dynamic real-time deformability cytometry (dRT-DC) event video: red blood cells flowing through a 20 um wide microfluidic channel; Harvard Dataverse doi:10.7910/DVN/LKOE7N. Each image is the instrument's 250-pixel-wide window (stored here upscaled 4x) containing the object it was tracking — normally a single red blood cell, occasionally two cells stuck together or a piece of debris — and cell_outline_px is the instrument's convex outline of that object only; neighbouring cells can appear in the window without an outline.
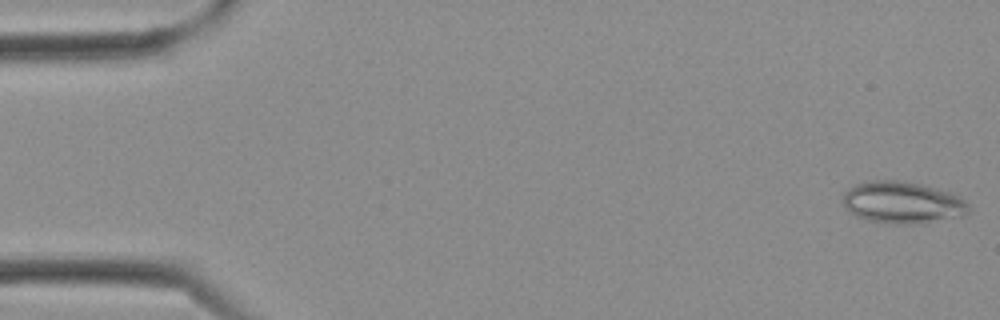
{"species": "Egyptian fruit bat (a non-hibernating species)", "species_latin": "Rousettus aegyptiacus", "temperature_condition": "cold", "stored_images_in_passage": 22, "camera_frame_rate_fps": 3000, "um_per_image_px": 0.085, "frame": {"image": 1, "passage_image": 1, "time_ms": 0.0, "image_size_px": [1000, 320], "cell_outline_px": [[972, 208], [964, 216], [908, 224], [896, 224], [868, 220], [856, 216], [844, 204], [844, 192], [848, 188], [856, 184], [872, 180], [900, 180], [920, 184], [948, 192], [964, 200]], "centroid_in_image_um": [76.71, 17.2], "position_along_channel_um": 8.3, "area_um2": 30.23}}
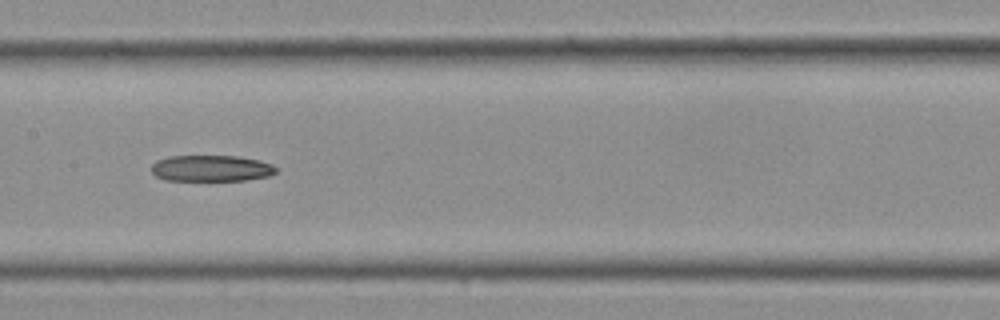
{"frame": {"image": 2, "passage_image": 15, "time_ms": 4.667, "image_size_px": [1000, 320], "cell_outline_px": [[276, 172], [268, 176], [248, 180], [164, 180], [156, 176], [152, 172], [152, 164], [156, 160], [168, 156], [236, 156], [260, 160], [272, 164], [276, 168]], "centroid_in_image_um": [17.94, 14.3], "position_along_channel_um": 189.5, "area_um2": 19.07}}
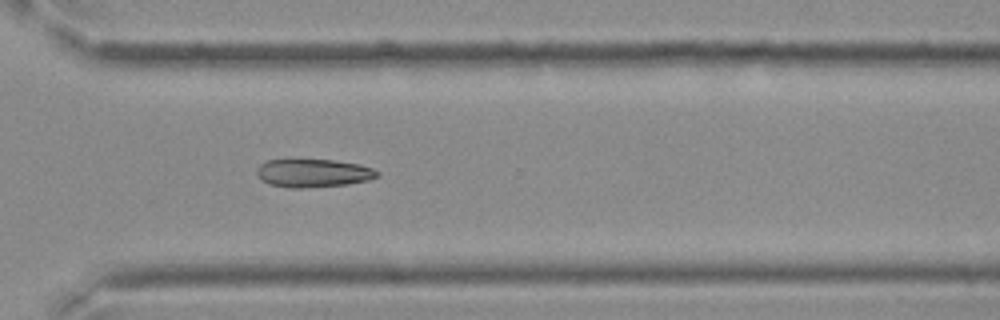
{"frame": {"image": 3, "passage_image": 22, "time_ms": 7.0, "image_size_px": [1000, 320], "cell_outline_px": [[380, 172], [376, 176], [368, 180], [348, 184], [300, 188], [292, 188], [268, 184], [256, 172], [256, 168], [260, 164], [268, 160], [332, 160], [360, 164], [372, 168]], "centroid_in_image_um": [26.63, 14.71], "position_along_channel_um": 344.0, "area_um2": 19.54}}